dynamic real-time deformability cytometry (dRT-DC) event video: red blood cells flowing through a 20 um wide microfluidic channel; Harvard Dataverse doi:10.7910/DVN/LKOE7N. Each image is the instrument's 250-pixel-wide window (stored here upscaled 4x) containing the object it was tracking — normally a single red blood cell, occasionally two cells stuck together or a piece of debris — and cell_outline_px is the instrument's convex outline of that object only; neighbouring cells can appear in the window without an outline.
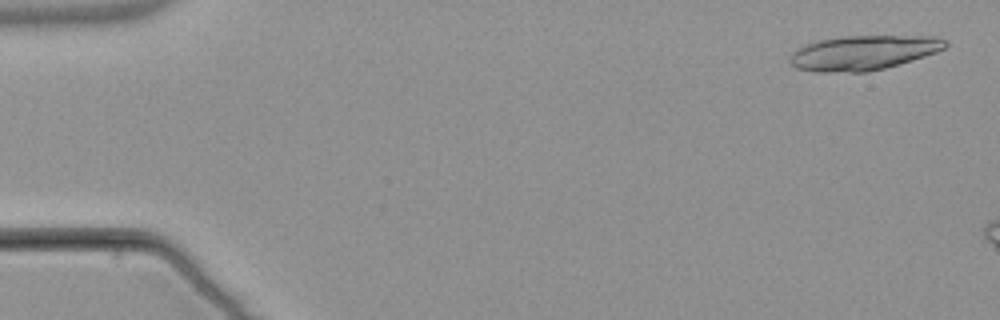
{"species": "common noctule bat (a hibernating species)", "species_latin": "Nyctalus noctula", "temperature_condition": "warm", "stored_images_in_passage": 9, "camera_frame_rate_fps": 3000, "um_per_image_px": 0.085, "animal": {"sex": "male", "body_mass_g": 21.5, "forearm_length_mm": 52.0}, "frame": {"image": 1, "passage_image": 2, "time_ms": 0.333, "image_size_px": [1000, 320], "cell_outline_px": [[948, 44], [944, 48], [936, 52], [912, 60], [884, 68], [868, 72], [816, 72], [796, 68], [788, 60], [792, 52], [816, 40], [844, 36], [940, 36], [948, 40]], "centroid_in_image_um": [73.4, 4.48], "position_along_channel_um": 11.6, "area_um2": 31.39}}